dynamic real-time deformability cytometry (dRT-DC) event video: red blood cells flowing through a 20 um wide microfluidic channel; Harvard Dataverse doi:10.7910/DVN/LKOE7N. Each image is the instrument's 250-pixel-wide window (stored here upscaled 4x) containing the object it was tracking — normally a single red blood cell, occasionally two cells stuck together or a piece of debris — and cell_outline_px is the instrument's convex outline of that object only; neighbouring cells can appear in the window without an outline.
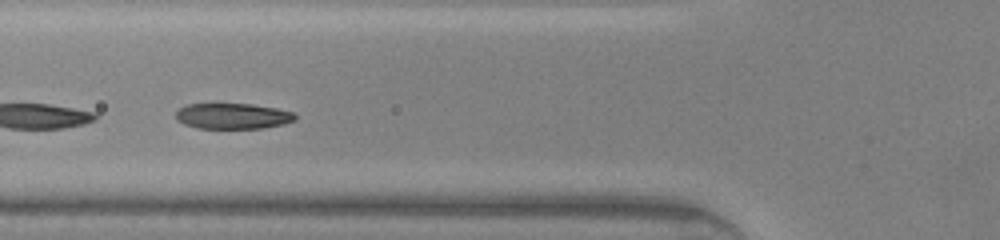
{"species": "common noctule bat (a hibernating species)", "species_latin": "Nyctalus noctula", "temperature_condition": "warm", "stored_images_in_passage": 18, "camera_frame_rate_fps": 3000, "um_per_image_px": 0.085, "animal": {"sex": "male", "body_mass_g": 20.0, "forearm_length_mm": 53.3}, "frame": {"image": 1, "passage_image": 12, "time_ms": 3.667, "image_size_px": [1000, 240], "cell_outline_px": [[296, 120], [284, 124], [264, 128], [196, 128], [184, 124], [176, 120], [176, 112], [184, 104], [252, 104], [276, 108], [292, 112], [296, 116]], "centroid_in_image_um": [19.77, 9.87], "position_along_channel_um": 106.0, "area_um2": 17.92}}
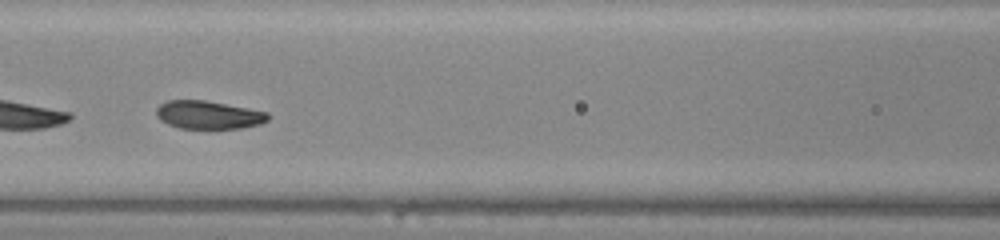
{"frame": {"image": 2, "passage_image": 15, "time_ms": 4.667, "image_size_px": [1000, 240], "cell_outline_px": [[268, 120], [260, 124], [240, 128], [180, 128], [168, 124], [160, 120], [156, 116], [156, 108], [160, 104], [168, 100], [204, 100], [248, 108], [268, 112]], "centroid_in_image_um": [17.69, 9.76], "position_along_channel_um": 148.9, "area_um2": 18.21}}